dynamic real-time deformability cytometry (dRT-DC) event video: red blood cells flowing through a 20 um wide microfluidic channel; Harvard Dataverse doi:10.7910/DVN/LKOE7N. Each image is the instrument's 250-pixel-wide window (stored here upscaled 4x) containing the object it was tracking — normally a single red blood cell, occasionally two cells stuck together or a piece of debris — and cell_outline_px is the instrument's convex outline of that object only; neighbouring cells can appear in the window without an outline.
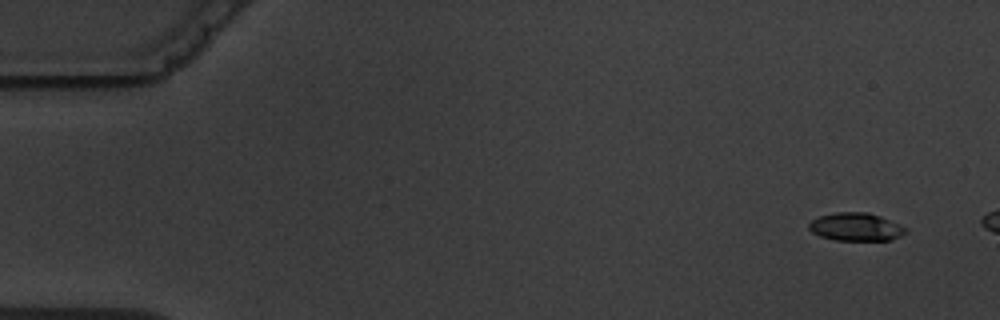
{"species": "common noctule bat (a hibernating species)", "species_latin": "Nyctalus noctula", "temperature_condition": "warm", "stored_images_in_passage": 3, "camera_frame_rate_fps": 3000, "um_per_image_px": 0.085, "animal": {"sex": "male", "body_mass_g": 19.5, "forearm_length_mm": 54.6}, "frame": {"image": 1, "passage_image": 1, "time_ms": 0.0, "image_size_px": [1000, 320], "cell_outline_px": [[908, 232], [892, 240], [836, 240], [820, 236], [812, 232], [808, 228], [808, 224], [812, 220], [820, 216], [836, 212], [868, 212], [880, 216], [908, 228]], "centroid_in_image_um": [72.77, 19.28], "position_along_channel_um": 12.2, "area_um2": 15.84}}